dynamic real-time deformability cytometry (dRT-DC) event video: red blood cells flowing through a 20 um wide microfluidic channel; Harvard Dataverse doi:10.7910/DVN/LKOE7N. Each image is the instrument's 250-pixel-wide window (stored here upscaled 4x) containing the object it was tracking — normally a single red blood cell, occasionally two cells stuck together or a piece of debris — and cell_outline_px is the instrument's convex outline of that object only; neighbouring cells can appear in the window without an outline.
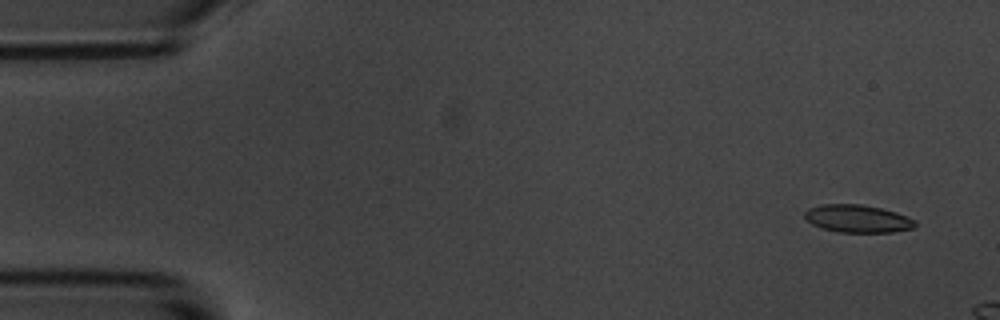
{"species": "common noctule bat (a hibernating species)", "species_latin": "Nyctalus noctula", "temperature_condition": "room temperature", "stored_images_in_passage": 9, "camera_frame_rate_fps": 3000, "um_per_image_px": 0.085, "animal": {"sex": "male", "body_mass_g": 20.1, "forearm_length_mm": 53.5}, "frame": {"image": 1, "passage_image": 2, "time_ms": 0.333, "image_size_px": [1000, 320], "cell_outline_px": [[916, 228], [892, 232], [836, 232], [820, 228], [812, 224], [804, 216], [804, 212], [808, 208], [824, 204], [860, 204], [880, 208], [896, 212], [916, 220]], "centroid_in_image_um": [72.9, 18.59], "position_along_channel_um": 12.1, "area_um2": 17.92}}